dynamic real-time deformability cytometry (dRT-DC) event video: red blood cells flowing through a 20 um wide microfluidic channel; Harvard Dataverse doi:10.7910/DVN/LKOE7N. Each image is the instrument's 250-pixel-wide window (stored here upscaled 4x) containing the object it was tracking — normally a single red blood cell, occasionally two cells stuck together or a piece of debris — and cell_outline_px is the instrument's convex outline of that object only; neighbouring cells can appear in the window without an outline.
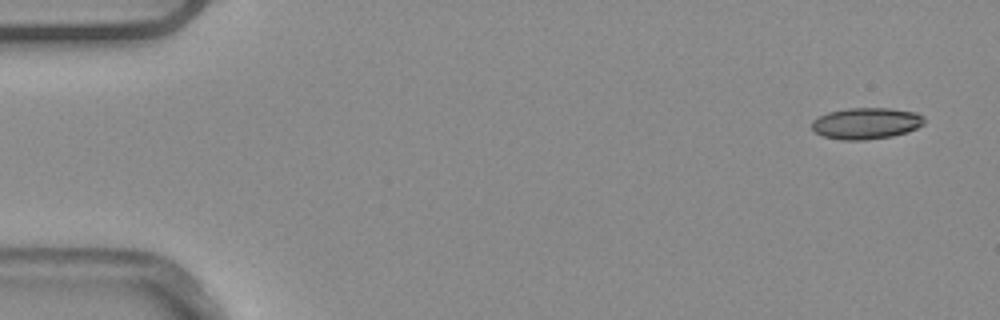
{"species": "common noctule bat (a hibernating species)", "species_latin": "Nyctalus noctula", "temperature_condition": "warm", "stored_images_in_passage": 5, "camera_frame_rate_fps": 3000, "um_per_image_px": 0.085, "animal": {"sex": "male", "body_mass_g": 20.4}, "frame": {"image": 1, "passage_image": 5, "time_ms": 1.333, "image_size_px": [1000, 320], "cell_outline_px": [[924, 124], [908, 132], [892, 136], [864, 140], [844, 140], [824, 136], [816, 132], [812, 128], [812, 120], [828, 112], [848, 108], [888, 108], [916, 112], [924, 116]], "centroid_in_image_um": [73.65, 10.48], "position_along_channel_um": 11.4, "area_um2": 20.52}}